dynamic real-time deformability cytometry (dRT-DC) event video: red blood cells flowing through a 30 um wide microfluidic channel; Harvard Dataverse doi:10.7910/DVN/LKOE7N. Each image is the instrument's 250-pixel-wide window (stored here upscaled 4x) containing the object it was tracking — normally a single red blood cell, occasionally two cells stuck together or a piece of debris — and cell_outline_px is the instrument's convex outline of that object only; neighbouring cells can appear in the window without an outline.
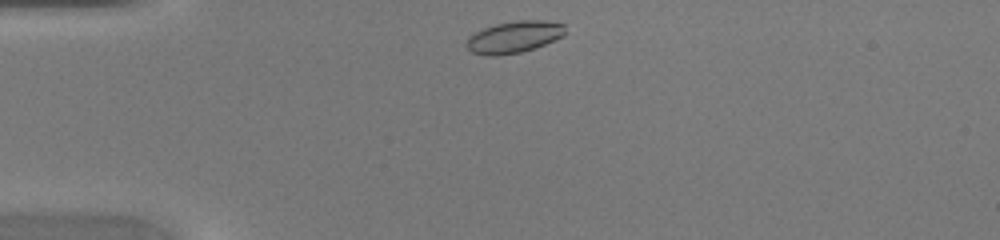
{"species": "common noctule bat (a hibernating species)", "species_latin": "Nyctalus noctula", "temperature_condition": "warm", "stored_images_in_passage": 35, "camera_frame_rate_fps": 3000, "um_per_image_px": 0.085, "animal": {"sex": "female", "body_mass_g": 20.0, "forearm_length_mm": 54.0}, "frame": {"image": 1, "passage_image": 1, "time_ms": 0.0, "image_size_px": [1000, 240], "cell_outline_px": [[564, 36], [536, 48], [520, 52], [500, 56], [488, 56], [472, 52], [464, 44], [468, 36], [484, 28], [496, 24], [516, 20], [544, 20], [564, 24]], "centroid_in_image_um": [43.68, 3.15], "position_along_channel_um": 41.3, "area_um2": 18.44}}
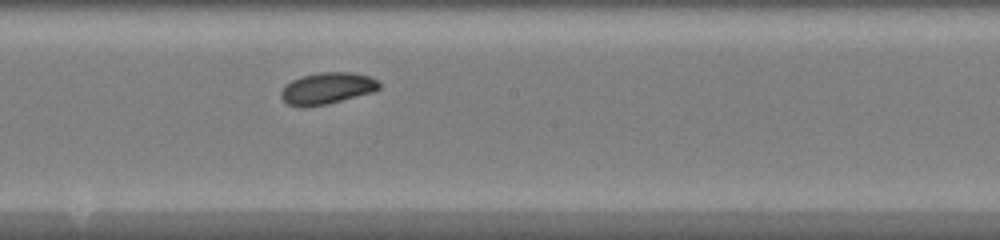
{"frame": {"image": 2, "passage_image": 15, "time_ms": 4.667, "image_size_px": [1000, 240], "cell_outline_px": [[380, 88], [372, 92], [324, 104], [300, 108], [288, 104], [280, 96], [280, 92], [292, 80], [300, 76], [320, 72], [352, 72], [368, 76], [376, 80], [380, 84]], "centroid_in_image_um": [27.78, 7.5], "position_along_channel_um": 220.4, "area_um2": 17.8}}
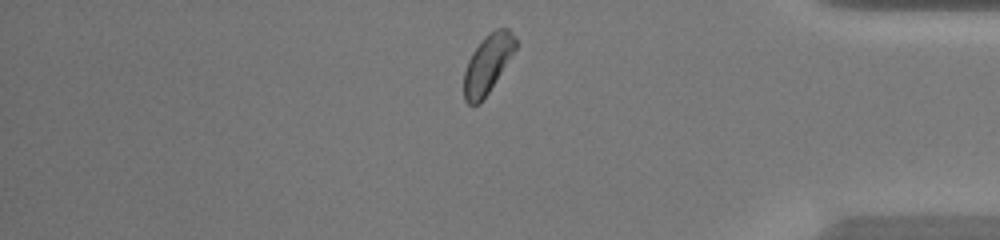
{"frame": {"image": 3, "passage_image": 28, "time_ms": 9.0, "image_size_px": [1000, 240], "cell_outline_px": [[516, 48], [488, 92], [480, 104], [472, 108], [464, 100], [464, 72], [468, 60], [472, 52], [496, 28], [508, 28], [516, 36]], "centroid_in_image_um": [41.43, 5.49], "position_along_channel_um": 393.8, "area_um2": 17.22}}